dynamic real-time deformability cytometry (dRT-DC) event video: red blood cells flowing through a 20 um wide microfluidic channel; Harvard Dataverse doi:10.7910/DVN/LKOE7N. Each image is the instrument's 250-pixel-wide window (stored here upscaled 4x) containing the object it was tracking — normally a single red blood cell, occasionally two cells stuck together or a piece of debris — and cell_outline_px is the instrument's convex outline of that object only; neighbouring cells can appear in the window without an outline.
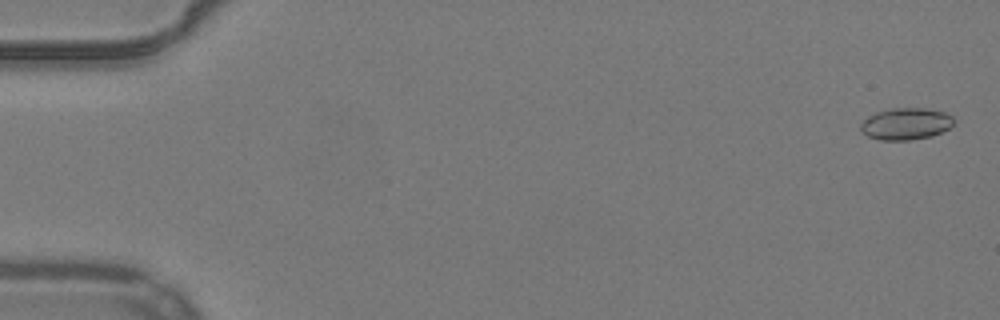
{"species": "common noctule bat (a hibernating species)", "species_latin": "Nyctalus noctula", "temperature_condition": "warm", "stored_images_in_passage": 54, "camera_frame_rate_fps": 3000, "um_per_image_px": 0.085, "animal": {"sex": "male", "body_mass_g": 19.2, "forearm_length_mm": 51.8}, "frame": {"image": 1, "passage_image": 2, "time_ms": 0.333, "image_size_px": [1000, 320], "cell_outline_px": [[952, 124], [948, 128], [932, 136], [908, 140], [880, 140], [868, 136], [860, 132], [860, 124], [868, 116], [876, 112], [892, 108], [924, 108], [944, 112], [952, 116]], "centroid_in_image_um": [76.95, 10.52], "position_along_channel_um": 8.1, "area_um2": 17.17}}
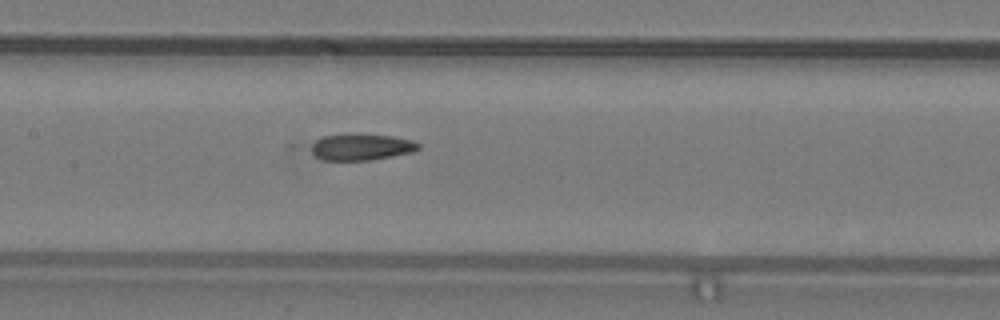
{"frame": {"image": 2, "passage_image": 27, "time_ms": 8.667, "image_size_px": [1000, 320], "cell_outline_px": [[420, 148], [412, 152], [372, 160], [324, 160], [316, 156], [304, 148], [308, 144], [324, 136], [344, 132], [352, 132], [392, 136], [412, 140], [420, 144]], "centroid_in_image_um": [30.61, 12.46], "position_along_channel_um": 176.8, "area_um2": 17.28}}
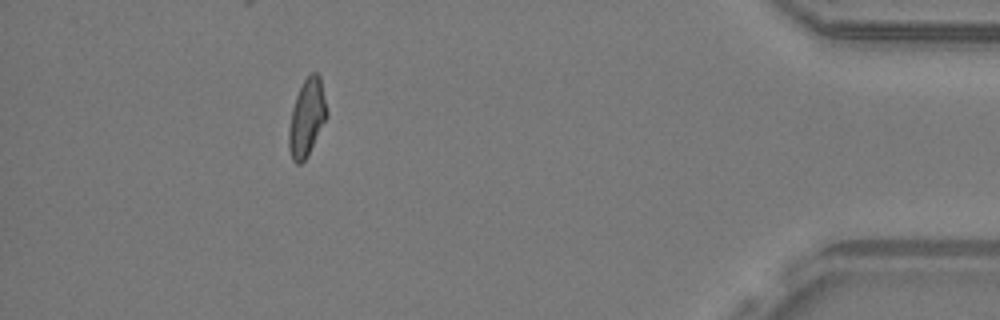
{"frame": {"image": 3, "passage_image": 49, "time_ms": 16.0, "image_size_px": [1000, 320], "cell_outline_px": [[328, 116], [308, 156], [300, 164], [296, 164], [292, 160], [288, 148], [288, 132], [292, 108], [296, 96], [304, 80], [312, 72], [316, 72], [320, 76], [328, 112]], "centroid_in_image_um": [26.08, 10.03], "position_along_channel_um": 409.1, "area_um2": 17.22}, "authors_computed_cell_mechanics": {"area_um2": 17.34, "velocity_mm_per_s": 3.9241, "shape_relaxation_time_tau1_ms": 9.8531, "shape_relaxation_time_tau2_ms": 1.8348, "deformation_change_tau1": 0.1924, "deformation_change_tau2": 0.0712}}